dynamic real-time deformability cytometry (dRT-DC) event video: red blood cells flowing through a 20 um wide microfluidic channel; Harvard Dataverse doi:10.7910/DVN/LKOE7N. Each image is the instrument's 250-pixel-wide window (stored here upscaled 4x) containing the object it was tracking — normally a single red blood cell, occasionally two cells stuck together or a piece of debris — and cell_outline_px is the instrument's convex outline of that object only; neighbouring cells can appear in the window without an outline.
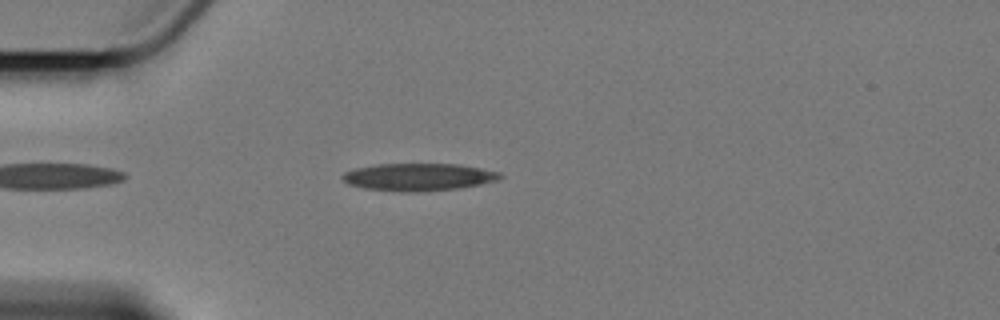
{"species": "Egyptian fruit bat (a non-hibernating species)", "species_latin": "Rousettus aegyptiacus", "temperature_condition": "cold", "stored_images_in_passage": 8, "camera_frame_rate_fps": 3000, "um_per_image_px": 0.085, "animal": {"sex": "female"}, "frame": {"image": 1, "passage_image": 3, "time_ms": 2.333, "image_size_px": [1000, 320], "cell_outline_px": [[504, 176], [496, 180], [480, 184], [456, 188], [420, 192], [400, 192], [364, 188], [348, 184], [340, 176], [344, 172], [356, 168], [376, 164], [460, 164], [500, 172]], "centroid_in_image_um": [35.55, 15.04], "position_along_channel_um": 49.5, "area_um2": 25.2}}
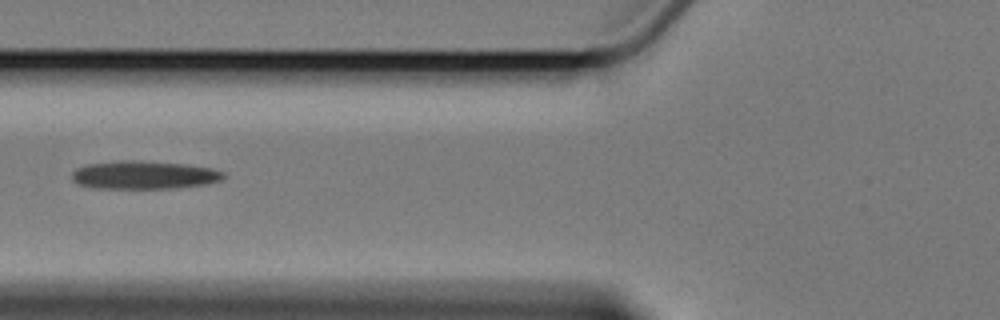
{"frame": {"image": 2, "passage_image": 5, "time_ms": 4.667, "image_size_px": [1000, 320], "cell_outline_px": [[228, 176], [220, 180], [204, 184], [176, 188], [92, 188], [76, 184], [72, 180], [72, 172], [76, 168], [88, 164], [120, 160], [140, 160], [184, 164], [212, 168], [224, 172]], "centroid_in_image_um": [12.22, 14.87], "position_along_channel_um": 113.6, "area_um2": 25.09}}
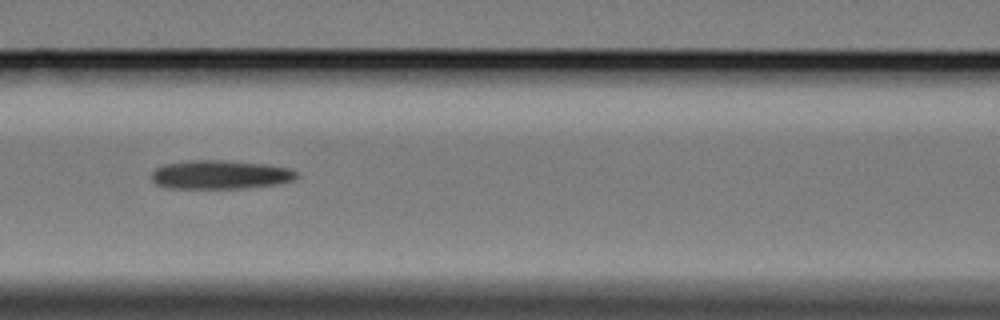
{"frame": {"image": 3, "passage_image": 6, "time_ms": 5.667, "image_size_px": [1000, 320], "cell_outline_px": [[300, 176], [296, 180], [276, 184], [248, 188], [164, 188], [156, 184], [152, 180], [152, 172], [156, 168], [164, 164], [188, 160], [228, 160], [268, 164], [288, 168], [300, 172]], "centroid_in_image_um": [18.77, 14.84], "position_along_channel_um": 147.8, "area_um2": 24.8}}